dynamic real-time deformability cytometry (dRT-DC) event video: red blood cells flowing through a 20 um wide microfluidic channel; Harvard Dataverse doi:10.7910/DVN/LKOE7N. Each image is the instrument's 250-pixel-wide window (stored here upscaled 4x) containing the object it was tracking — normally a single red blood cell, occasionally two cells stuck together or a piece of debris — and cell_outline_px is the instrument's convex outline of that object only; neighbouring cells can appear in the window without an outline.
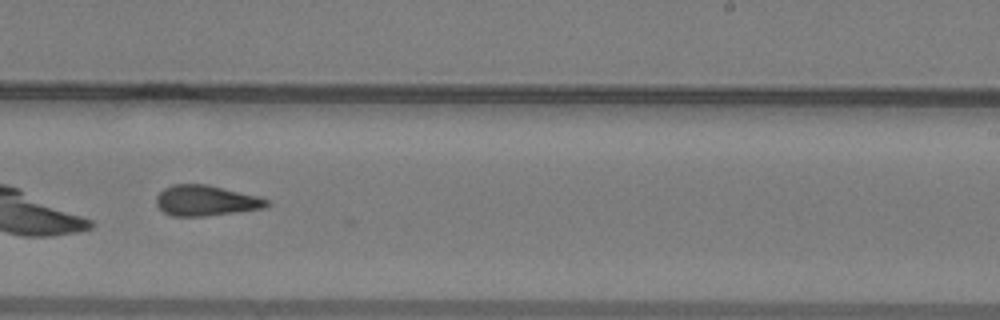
{"species": "common noctule bat (a hibernating species)", "species_latin": "Nyctalus noctula", "temperature_condition": "warm", "stored_images_in_passage": 33, "camera_frame_rate_fps": 3000, "um_per_image_px": 0.085, "animal": {"sex": "male", "body_mass_g": 19.2, "forearm_length_mm": 51.8}, "frame": {"image": 1, "passage_image": 23, "time_ms": 7.333, "image_size_px": [1000, 320], "cell_outline_px": [[268, 204], [264, 208], [236, 212], [204, 216], [172, 216], [164, 212], [156, 204], [156, 196], [164, 188], [172, 184], [208, 184], [256, 196], [268, 200]], "centroid_in_image_um": [17.45, 17.04], "position_along_channel_um": 271.5, "area_um2": 19.48}}